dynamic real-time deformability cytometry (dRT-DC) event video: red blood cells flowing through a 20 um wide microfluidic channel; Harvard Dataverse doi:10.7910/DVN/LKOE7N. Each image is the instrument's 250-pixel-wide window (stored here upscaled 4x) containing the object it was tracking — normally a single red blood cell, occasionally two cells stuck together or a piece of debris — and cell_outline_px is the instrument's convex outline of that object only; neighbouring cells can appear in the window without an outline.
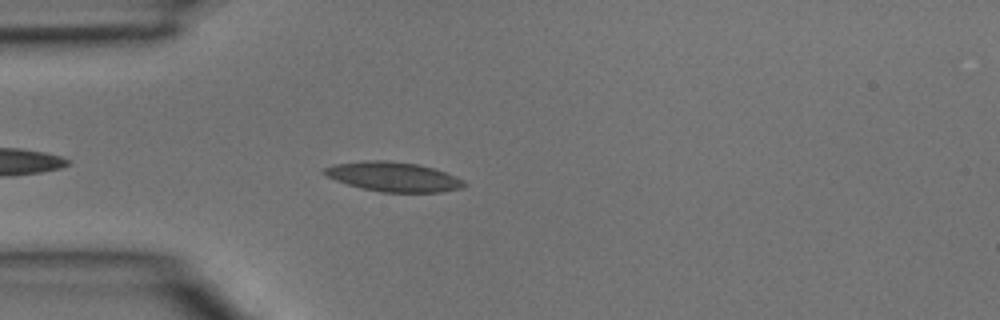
{"species": "common noctule bat (a hibernating species)", "species_latin": "Nyctalus noctula", "temperature_condition": "room temperature", "stored_images_in_passage": 2, "camera_frame_rate_fps": 3000, "um_per_image_px": 0.085, "animal": {"sex": "male", "body_mass_g": 15.6}, "frame": {"image": 1, "passage_image": 2, "time_ms": 0.333, "image_size_px": [1000, 320], "cell_outline_px": [[468, 184], [460, 188], [440, 192], [380, 192], [348, 184], [324, 176], [320, 172], [324, 168], [332, 164], [360, 160], [388, 160], [420, 164], [456, 176], [464, 180]], "centroid_in_image_um": [33.39, 15.0], "position_along_channel_um": 51.6, "area_um2": 24.28}}